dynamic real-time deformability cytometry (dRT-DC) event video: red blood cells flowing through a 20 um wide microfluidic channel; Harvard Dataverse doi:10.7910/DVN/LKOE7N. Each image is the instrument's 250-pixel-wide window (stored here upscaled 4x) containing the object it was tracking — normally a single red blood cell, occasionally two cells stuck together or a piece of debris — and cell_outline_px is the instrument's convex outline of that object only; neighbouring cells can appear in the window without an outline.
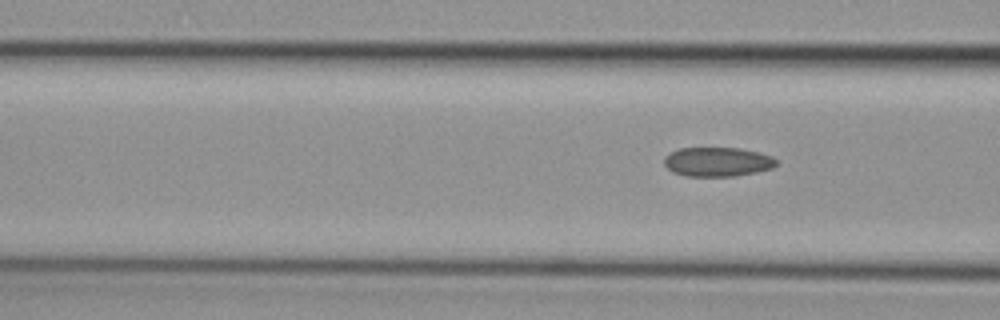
{"species": "common noctule bat (a hibernating species)", "species_latin": "Nyctalus noctula", "temperature_condition": "cold", "stored_images_in_passage": 8, "camera_frame_rate_fps": 3000, "um_per_image_px": 0.085, "animal": {"sex": "female", "body_mass_g": 29.2, "forearm_length_mm": 56.3}, "frame": {"image": 1, "passage_image": 8, "time_ms": 2.333, "image_size_px": [1000, 320], "cell_outline_px": [[776, 164], [772, 168], [756, 172], [732, 176], [684, 176], [672, 172], [664, 164], [664, 156], [680, 148], [740, 148], [760, 152], [772, 156], [776, 160]], "centroid_in_image_um": [60.98, 13.75], "position_along_channel_um": 105.6, "area_um2": 19.13}}